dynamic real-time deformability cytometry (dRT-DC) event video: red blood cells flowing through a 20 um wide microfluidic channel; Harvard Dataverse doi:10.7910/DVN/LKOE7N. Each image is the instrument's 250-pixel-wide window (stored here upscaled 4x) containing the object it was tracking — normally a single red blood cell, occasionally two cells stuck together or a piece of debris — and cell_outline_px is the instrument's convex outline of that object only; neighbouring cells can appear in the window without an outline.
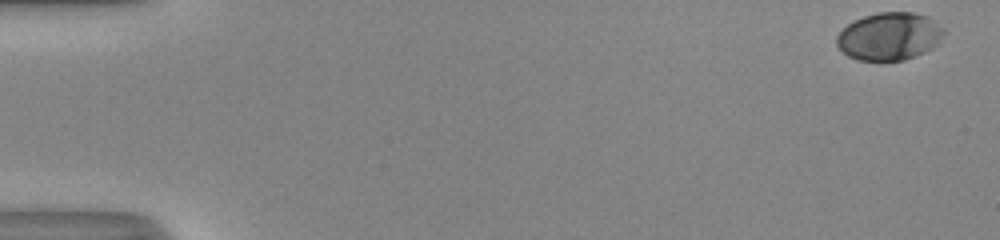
{"species": "human", "species_latin": "Homo sapiens", "temperature_condition": "room temperature", "stored_images_in_passage": 52, "camera_frame_rate_fps": 3000, "um_per_image_px": 0.085, "donor": {"sex": "male"}, "frame": {"image": 1, "passage_image": 1, "time_ms": 0.0, "image_size_px": [1000, 240], "cell_outline_px": [[948, 32], [932, 48], [916, 56], [904, 60], [856, 60], [848, 56], [836, 44], [836, 36], [848, 24], [864, 16], [876, 12], [912, 12], [928, 16], [944, 28]], "centroid_in_image_um": [75.62, 3.08], "position_along_channel_um": 9.4, "area_um2": 29.88}}
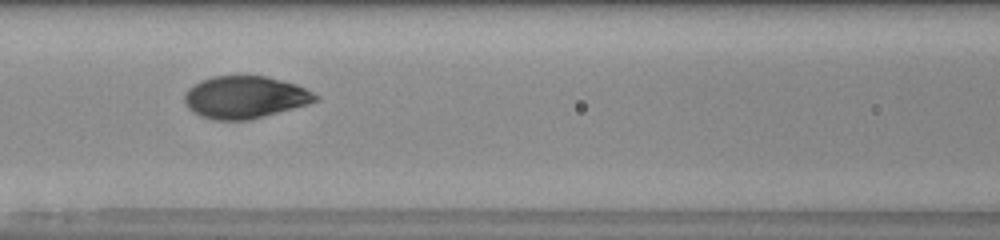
{"frame": {"image": 2, "passage_image": 24, "time_ms": 7.667, "image_size_px": [1000, 240], "cell_outline_px": [[320, 100], [308, 104], [264, 116], [248, 120], [212, 120], [200, 116], [192, 112], [188, 108], [184, 100], [184, 92], [192, 84], [200, 80], [212, 76], [264, 76], [296, 84], [320, 96]], "centroid_in_image_um": [20.78, 8.27], "position_along_channel_um": 145.8, "area_um2": 32.43}}
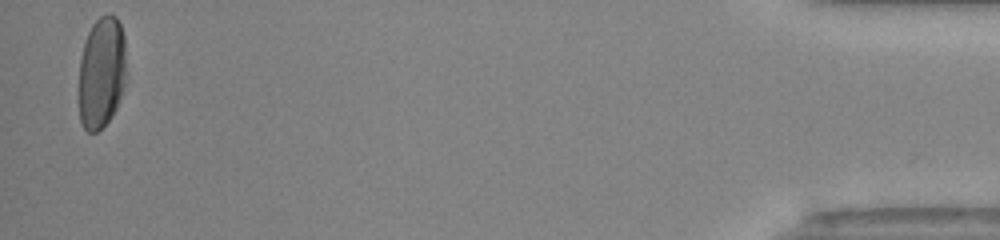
{"frame": {"image": 3, "passage_image": 51, "time_ms": 16.667, "image_size_px": [1000, 240], "cell_outline_px": [[124, 88], [120, 100], [112, 116], [96, 132], [88, 132], [84, 128], [80, 120], [80, 56], [88, 32], [92, 24], [100, 16], [108, 12], [116, 16], [120, 24], [124, 36]], "centroid_in_image_um": [8.63, 6.13], "position_along_channel_um": 426.6, "area_um2": 30.69}, "authors_computed_cell_mechanics": {"area_um2": 31.4143, "velocity_mm_per_s": 4.1074, "shape_relaxation_time_tau1_ms": 3.4675, "shape_relaxation_time_tau2_ms": null, "deformation_change_tau1": 0.188, "deformation_change_tau2": null}}